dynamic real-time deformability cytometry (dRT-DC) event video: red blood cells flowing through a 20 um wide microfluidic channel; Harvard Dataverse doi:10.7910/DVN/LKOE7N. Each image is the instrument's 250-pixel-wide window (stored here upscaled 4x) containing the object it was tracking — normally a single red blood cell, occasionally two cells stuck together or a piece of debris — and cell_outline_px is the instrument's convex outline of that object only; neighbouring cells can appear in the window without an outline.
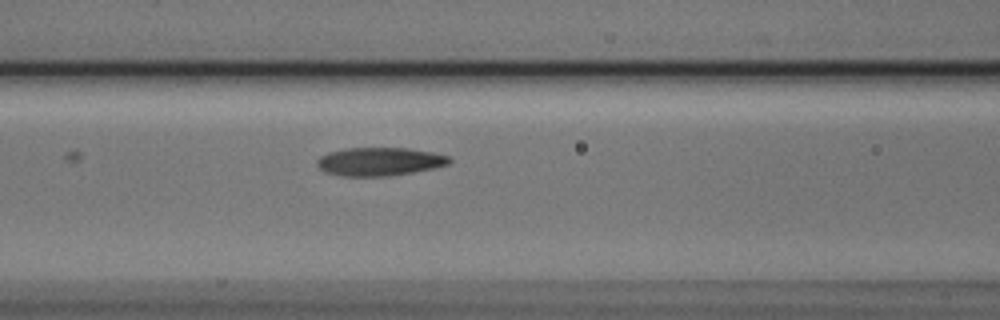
{"species": "Egyptian fruit bat (a non-hibernating species)", "species_latin": "Rousettus aegyptiacus", "temperature_condition": "cold", "stored_images_in_passage": 5, "camera_frame_rate_fps": 3000, "um_per_image_px": 0.085, "animal": {"sex": "male"}, "frame": {"image": 1, "passage_image": 5, "time_ms": 1.333, "image_size_px": [1000, 320], "cell_outline_px": [[452, 160], [448, 164], [432, 168], [412, 172], [388, 176], [344, 176], [324, 172], [316, 164], [316, 160], [320, 156], [328, 152], [344, 148], [408, 148], [432, 152], [448, 156]], "centroid_in_image_um": [32.22, 13.73], "position_along_channel_um": 134.4, "area_um2": 21.79}}